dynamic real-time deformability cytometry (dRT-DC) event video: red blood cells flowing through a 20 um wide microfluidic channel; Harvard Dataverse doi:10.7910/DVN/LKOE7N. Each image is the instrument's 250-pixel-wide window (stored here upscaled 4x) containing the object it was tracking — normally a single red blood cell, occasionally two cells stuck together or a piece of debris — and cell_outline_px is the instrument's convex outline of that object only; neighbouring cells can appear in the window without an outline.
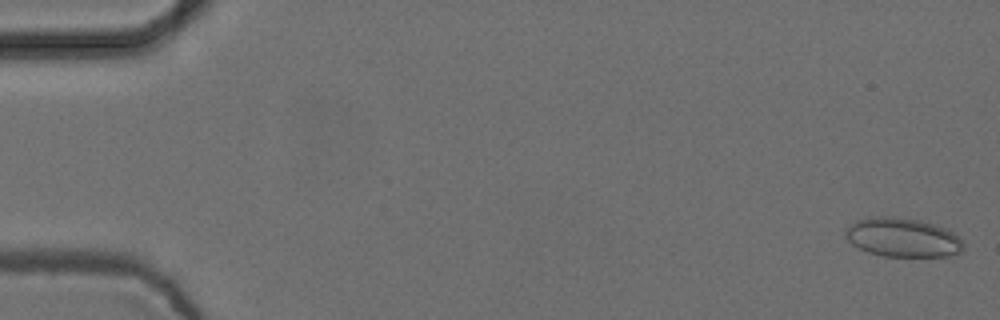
{"species": "common noctule bat (a hibernating species)", "species_latin": "Nyctalus noctula", "temperature_condition": "cold", "stored_images_in_passage": 12, "camera_frame_rate_fps": 3000, "um_per_image_px": 0.085, "animal": {"sex": "female", "body_mass_g": 24.6, "forearm_length_mm": 56.2}, "frame": {"image": 1, "passage_image": 1, "time_ms": 0.0, "image_size_px": [1000, 320], "cell_outline_px": [[964, 248], [960, 252], [952, 256], [884, 256], [868, 252], [852, 244], [844, 236], [844, 232], [856, 220], [868, 216], [892, 216], [920, 220], [948, 228], [964, 244]], "centroid_in_image_um": [76.72, 20.17], "position_along_channel_um": 8.3, "area_um2": 26.93}}